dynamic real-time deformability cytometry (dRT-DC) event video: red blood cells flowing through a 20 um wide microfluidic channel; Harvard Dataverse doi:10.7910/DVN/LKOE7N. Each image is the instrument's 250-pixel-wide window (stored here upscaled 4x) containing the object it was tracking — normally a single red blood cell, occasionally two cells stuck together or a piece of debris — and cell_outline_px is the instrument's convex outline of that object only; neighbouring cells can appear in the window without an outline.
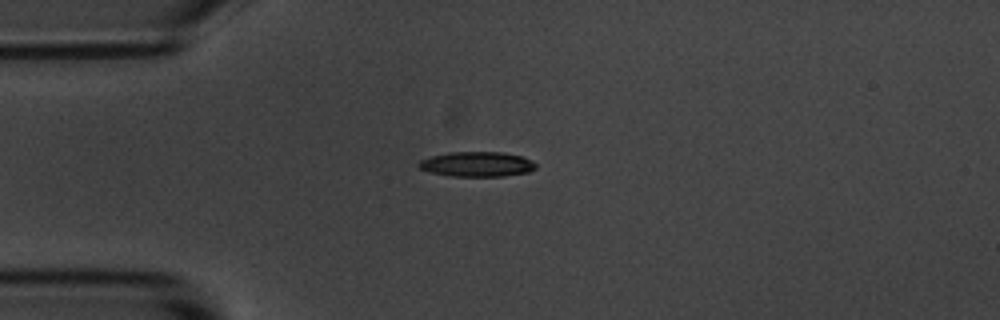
{"species": "common noctule bat (a hibernating species)", "species_latin": "Nyctalus noctula", "temperature_condition": "room temperature", "stored_images_in_passage": 4, "camera_frame_rate_fps": 3000, "um_per_image_px": 0.085, "animal": {"sex": "male", "body_mass_g": 20.1, "forearm_length_mm": 53.5}, "frame": {"image": 1, "passage_image": 2, "time_ms": 1.0, "image_size_px": [1000, 320], "cell_outline_px": [[536, 168], [528, 172], [504, 176], [452, 176], [432, 172], [420, 168], [416, 164], [420, 160], [432, 156], [448, 152], [504, 152], [520, 156], [532, 160], [536, 164]], "centroid_in_image_um": [40.56, 13.95], "position_along_channel_um": 44.4, "area_um2": 16.94}}
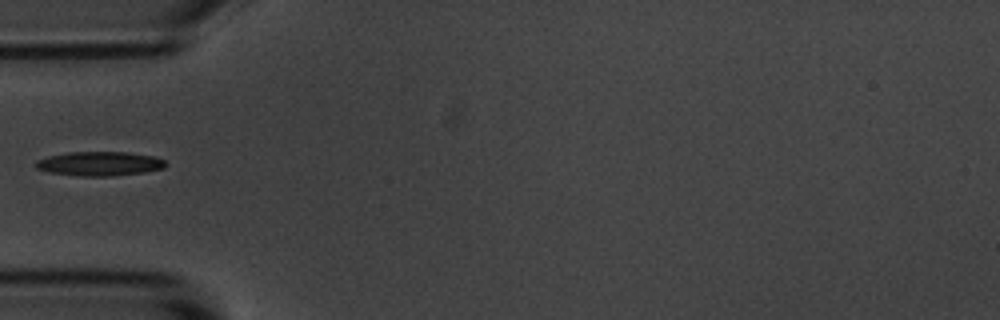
{"frame": {"image": 2, "passage_image": 3, "time_ms": 2.333, "image_size_px": [1000, 320], "cell_outline_px": [[168, 164], [164, 168], [144, 172], [112, 176], [84, 176], [52, 172], [36, 168], [36, 160], [48, 156], [68, 152], [124, 152], [152, 156], [164, 160]], "centroid_in_image_um": [8.49, 13.91], "position_along_channel_um": 76.5, "area_um2": 18.09}}